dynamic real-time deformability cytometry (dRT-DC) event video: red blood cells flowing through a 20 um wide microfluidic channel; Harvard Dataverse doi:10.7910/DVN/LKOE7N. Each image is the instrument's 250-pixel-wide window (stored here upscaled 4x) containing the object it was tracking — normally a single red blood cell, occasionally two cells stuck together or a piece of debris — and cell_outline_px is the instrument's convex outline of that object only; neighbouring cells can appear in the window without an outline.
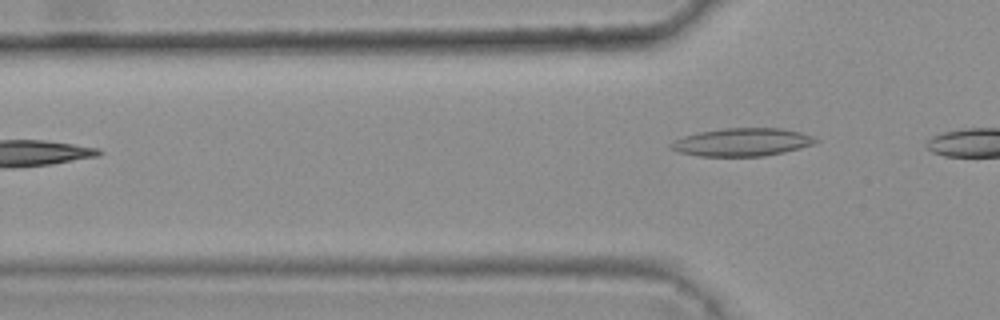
{"species": "common noctule bat (a hibernating species)", "species_latin": "Nyctalus noctula", "temperature_condition": "warm", "stored_images_in_passage": 4, "camera_frame_rate_fps": 3000, "um_per_image_px": 0.085, "animal": {"sex": "female", "body_mass_g": 25.1}, "frame": {"image": 1, "passage_image": 4, "time_ms": 1.0, "image_size_px": [1000, 320], "cell_outline_px": [[820, 140], [812, 144], [800, 148], [784, 152], [764, 156], [700, 156], [680, 152], [668, 148], [668, 144], [684, 136], [700, 132], [724, 128], [780, 128], [800, 132], [812, 136]], "centroid_in_image_um": [63.07, 12.08], "position_along_channel_um": 62.7, "area_um2": 23.47}}